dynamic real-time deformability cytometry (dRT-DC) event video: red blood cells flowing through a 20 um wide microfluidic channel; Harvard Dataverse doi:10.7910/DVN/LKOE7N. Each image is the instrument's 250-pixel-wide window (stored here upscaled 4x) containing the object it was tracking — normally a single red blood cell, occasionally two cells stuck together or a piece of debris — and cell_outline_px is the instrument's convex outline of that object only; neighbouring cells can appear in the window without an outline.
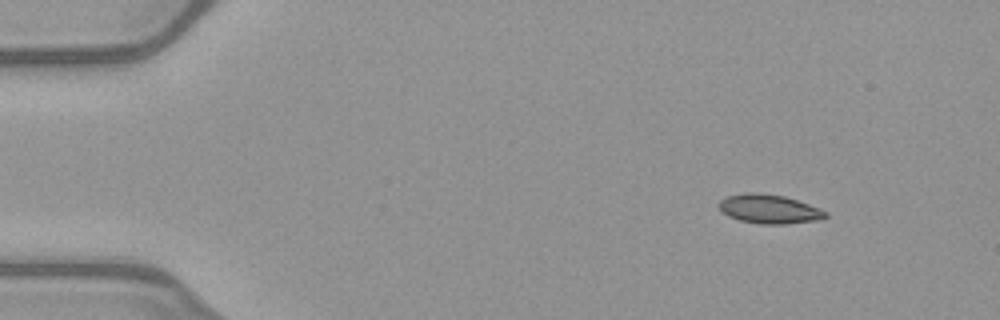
{"species": "common noctule bat (a hibernating species)", "species_latin": "Nyctalus noctula", "temperature_condition": "warm", "stored_images_in_passage": 51, "camera_frame_rate_fps": 3000, "um_per_image_px": 0.085, "animal": {"sex": "female", "body_mass_g": 21.9}, "frame": {"image": 1, "passage_image": 6, "time_ms": 1.667, "image_size_px": [1000, 320], "cell_outline_px": [[828, 216], [820, 220], [784, 224], [760, 224], [740, 220], [728, 216], [720, 212], [716, 204], [720, 200], [728, 196], [744, 192], [756, 192], [784, 196], [820, 208], [828, 212]], "centroid_in_image_um": [65.35, 17.76], "position_along_channel_um": 19.6, "area_um2": 18.26}}
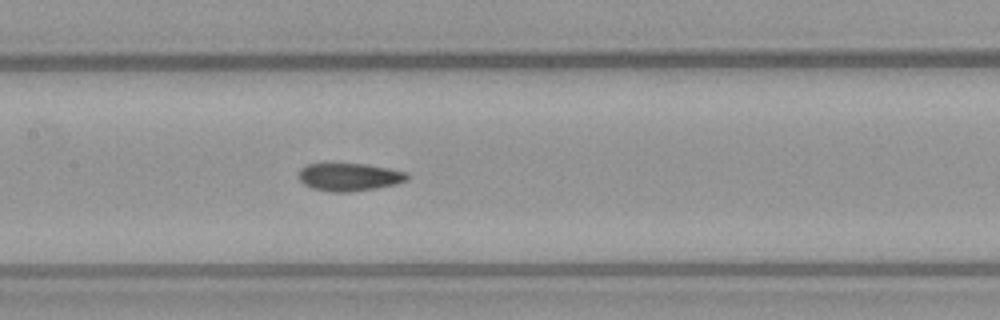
{"frame": {"image": 2, "passage_image": 25, "time_ms": 8.0, "image_size_px": [1000, 320], "cell_outline_px": [[408, 180], [396, 184], [376, 188], [348, 192], [332, 192], [312, 188], [304, 184], [296, 176], [300, 168], [308, 164], [332, 160], [364, 164], [388, 168], [408, 172]], "centroid_in_image_um": [29.62, 14.99], "position_along_channel_um": 177.8, "area_um2": 18.44}}
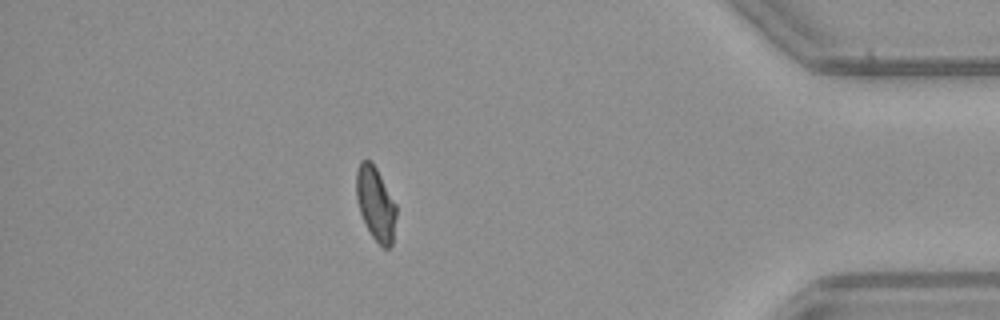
{"frame": {"image": 3, "passage_image": 45, "time_ms": 14.667, "image_size_px": [1000, 320], "cell_outline_px": [[396, 216], [392, 244], [388, 248], [384, 248], [372, 236], [360, 212], [356, 200], [356, 168], [360, 160], [372, 160], [396, 204]], "centroid_in_image_um": [31.91, 17.26], "position_along_channel_um": 403.3, "area_um2": 17.11}, "authors_computed_cell_mechanics": {"area_um2": 17.918, "velocity_mm_per_s": 4.0316, "shape_relaxation_time_tau1_ms": null, "shape_relaxation_time_tau2_ms": 1.5983, "deformation_change_tau1": null, "deformation_change_tau2": 0.0685}}